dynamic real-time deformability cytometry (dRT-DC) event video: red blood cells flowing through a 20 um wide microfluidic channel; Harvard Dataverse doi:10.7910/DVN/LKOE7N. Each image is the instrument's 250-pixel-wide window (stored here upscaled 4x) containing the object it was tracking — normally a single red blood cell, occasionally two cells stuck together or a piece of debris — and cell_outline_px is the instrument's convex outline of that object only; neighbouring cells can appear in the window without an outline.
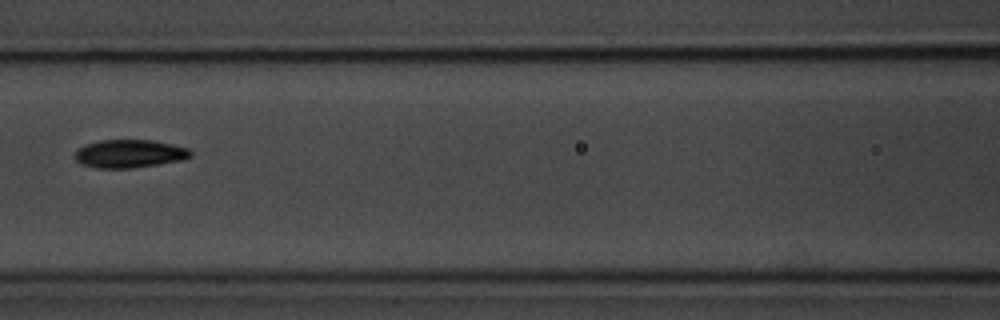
{"species": "common noctule bat (a hibernating species)", "species_latin": "Nyctalus noctula", "temperature_condition": "room temperature", "stored_images_in_passage": 6, "camera_frame_rate_fps": 3000, "um_per_image_px": 0.085, "animal": {"sex": "male", "body_mass_g": 20.1, "forearm_length_mm": 53.5}, "frame": {"image": 1, "passage_image": 6, "time_ms": 6.0, "image_size_px": [1000, 320], "cell_outline_px": [[192, 156], [180, 160], [132, 168], [96, 168], [80, 164], [76, 160], [76, 148], [84, 144], [100, 140], [152, 140], [172, 144], [188, 148], [192, 152]], "centroid_in_image_um": [10.97, 13.06], "position_along_channel_um": 155.6, "area_um2": 18.96}}